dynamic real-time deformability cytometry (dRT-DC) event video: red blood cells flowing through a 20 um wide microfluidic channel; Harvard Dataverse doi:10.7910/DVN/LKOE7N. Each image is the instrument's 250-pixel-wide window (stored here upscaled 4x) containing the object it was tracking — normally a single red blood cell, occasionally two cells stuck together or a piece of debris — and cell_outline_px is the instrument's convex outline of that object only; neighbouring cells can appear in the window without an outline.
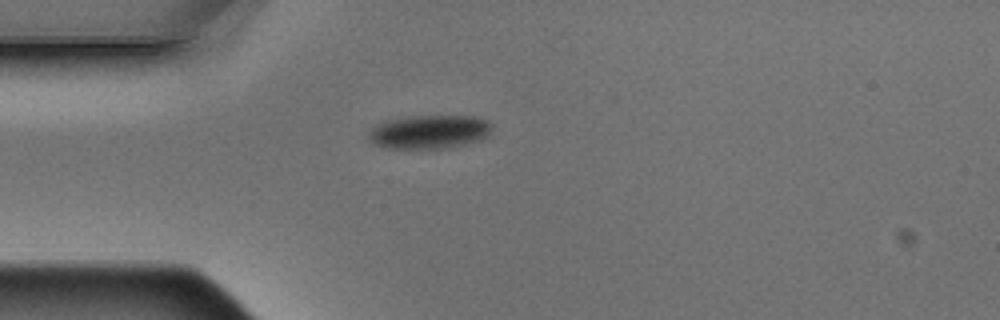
{"species": "Egyptian fruit bat (a non-hibernating species)", "species_latin": "Rousettus aegyptiacus", "temperature_condition": "warm", "stored_images_in_passage": 1, "camera_frame_rate_fps": 3000, "um_per_image_px": 0.085, "animal": {"sex": "male"}, "frame": {"image": 1, "passage_image": 1, "time_ms": 0.0, "image_size_px": [1000, 320], "cell_outline_px": [[492, 124], [488, 136], [480, 140], [440, 148], [388, 148], [376, 144], [368, 136], [372, 128], [376, 124], [388, 120], [416, 116], [476, 116], [488, 120]], "centroid_in_image_um": [36.53, 11.19], "position_along_channel_um": 48.5, "area_um2": 23.76}}